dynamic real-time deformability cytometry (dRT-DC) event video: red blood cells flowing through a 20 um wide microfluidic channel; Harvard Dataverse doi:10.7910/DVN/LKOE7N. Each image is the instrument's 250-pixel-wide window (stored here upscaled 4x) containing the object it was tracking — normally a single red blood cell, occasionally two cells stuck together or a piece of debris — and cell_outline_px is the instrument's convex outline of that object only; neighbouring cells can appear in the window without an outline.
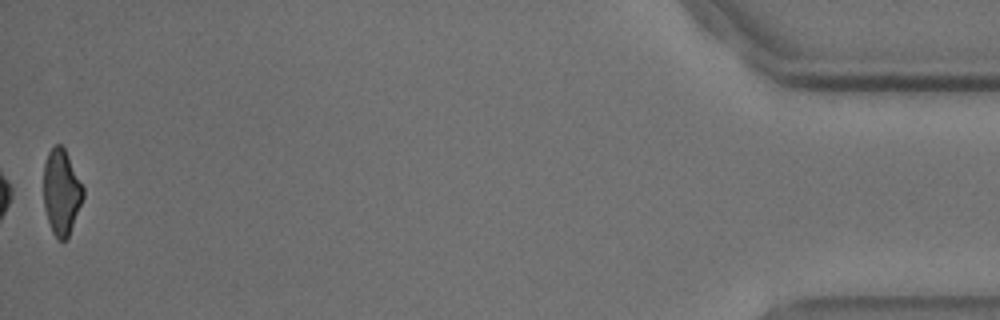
{"species": "common noctule bat (a hibernating species)", "species_latin": "Nyctalus noctula", "temperature_condition": "cold", "stored_images_in_passage": 40, "camera_frame_rate_fps": 3000, "um_per_image_px": 0.085, "animal": {"sex": "male", "body_mass_g": 18.8}, "frame": {"image": 1, "passage_image": 40, "time_ms": 13.0, "image_size_px": [1000, 320], "cell_outline_px": [[84, 196], [68, 236], [64, 240], [60, 240], [52, 232], [44, 208], [44, 164], [48, 152], [56, 144], [60, 144], [64, 148], [84, 188]], "centroid_in_image_um": [5.21, 16.31], "position_along_channel_um": 430.0, "area_um2": 19.36}, "authors_computed_cell_mechanics": {"area_um2": 22.6576, "velocity_mm_per_s": 3.7194, "shape_relaxation_time_tau1_ms": 4.6777, "shape_relaxation_time_tau2_ms": 4.8614, "deformation_change_tau1": 0.147, "deformation_change_tau2": 0.094}}